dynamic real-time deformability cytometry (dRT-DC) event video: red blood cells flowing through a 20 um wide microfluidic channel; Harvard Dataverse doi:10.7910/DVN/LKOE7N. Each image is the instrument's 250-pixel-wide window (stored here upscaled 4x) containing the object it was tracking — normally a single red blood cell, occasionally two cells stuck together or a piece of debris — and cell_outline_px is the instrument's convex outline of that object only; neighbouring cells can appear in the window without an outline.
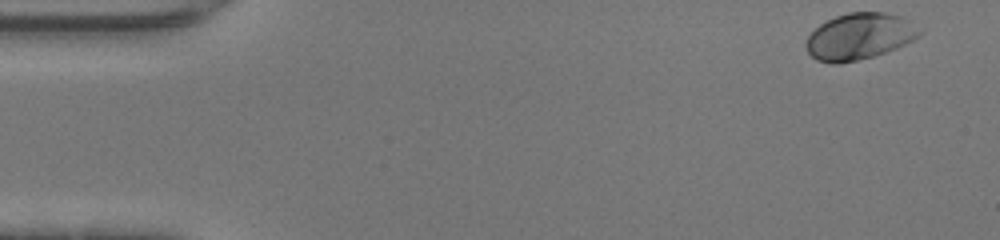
{"species": "human", "species_latin": "Homo sapiens", "temperature_condition": "warm", "stored_images_in_passage": 45, "camera_frame_rate_fps": 3000, "um_per_image_px": 0.085, "donor": {"sex": "female"}, "frame": {"image": 1, "passage_image": 1, "time_ms": 0.0, "image_size_px": [1000, 240], "cell_outline_px": [[924, 32], [920, 36], [896, 48], [872, 56], [840, 64], [832, 64], [816, 60], [808, 52], [804, 44], [808, 36], [820, 24], [836, 16], [848, 12], [884, 12], [900, 16], [908, 20]], "centroid_in_image_um": [73.04, 3.09], "position_along_channel_um": 12.0, "area_um2": 30.58}}
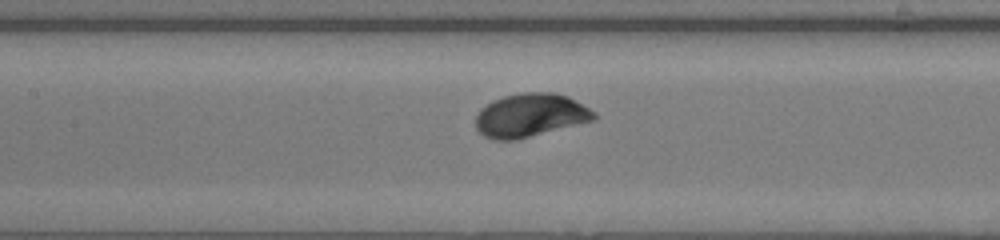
{"frame": {"image": 2, "passage_image": 20, "time_ms": 6.333, "image_size_px": [1000, 240], "cell_outline_px": [[596, 120], [516, 140], [496, 140], [484, 136], [476, 128], [476, 112], [480, 108], [492, 100], [504, 96], [520, 92], [556, 92], [568, 96], [596, 112]], "centroid_in_image_um": [45.07, 9.79], "position_along_channel_um": 162.3, "area_um2": 30.29}}
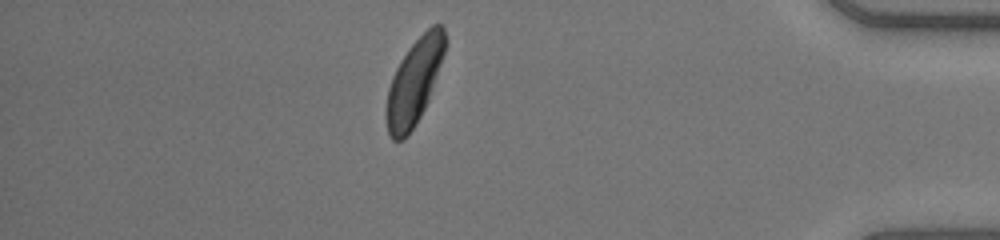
{"frame": {"image": 3, "passage_image": 39, "time_ms": 12.667, "image_size_px": [1000, 240], "cell_outline_px": [[448, 40], [428, 100], [420, 116], [408, 136], [404, 140], [392, 140], [388, 136], [384, 116], [384, 112], [388, 88], [392, 76], [400, 60], [408, 48], [432, 24], [440, 24], [444, 28]], "centroid_in_image_um": [35.17, 6.98], "position_along_channel_um": 400.0, "area_um2": 29.36}, "authors_computed_cell_mechanics": {"area_um2": 29.478, "velocity_mm_per_s": 4.4207, "shape_relaxation_time_tau1_ms": 1.4526, "shape_relaxation_time_tau2_ms": null, "deformation_change_tau1": 0.1234, "deformation_change_tau2": null}}